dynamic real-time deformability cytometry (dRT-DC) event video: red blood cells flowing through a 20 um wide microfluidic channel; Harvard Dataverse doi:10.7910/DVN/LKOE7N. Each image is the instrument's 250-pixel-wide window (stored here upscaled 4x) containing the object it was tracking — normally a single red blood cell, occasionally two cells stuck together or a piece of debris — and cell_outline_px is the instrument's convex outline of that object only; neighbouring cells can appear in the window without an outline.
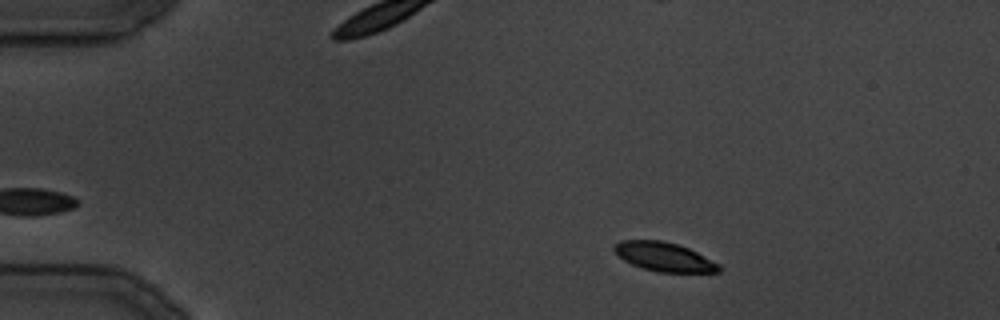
{"species": "common noctule bat (a hibernating species)", "species_latin": "Nyctalus noctula", "temperature_condition": "cold", "stored_images_in_passage": 33, "camera_frame_rate_fps": 3000, "um_per_image_px": 0.085, "animal": {"sex": "male", "body_mass_g": 19.5, "forearm_length_mm": 54.6}, "frame": {"image": 1, "passage_image": 4, "time_ms": 3.667, "image_size_px": [1000, 320], "cell_outline_px": [[724, 268], [720, 272], [656, 272], [632, 264], [624, 260], [612, 248], [612, 244], [620, 240], [660, 240], [676, 244], [688, 248], [720, 264]], "centroid_in_image_um": [56.46, 21.83], "position_along_channel_um": 28.5, "area_um2": 17.69}}
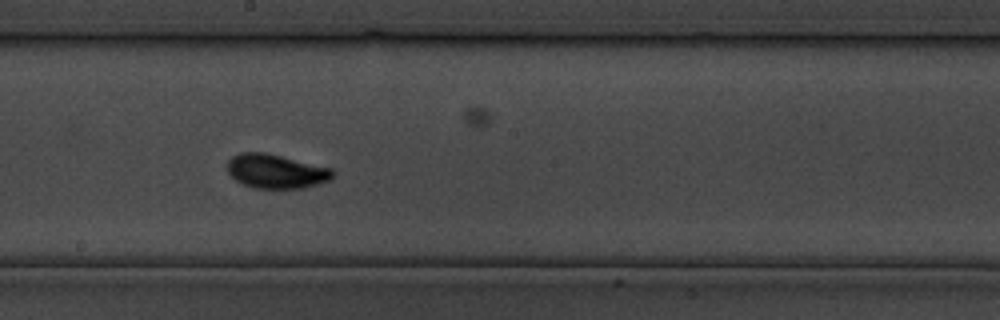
{"frame": {"image": 2, "passage_image": 18, "time_ms": 20.667, "image_size_px": [1000, 320], "cell_outline_px": [[336, 172], [328, 180], [304, 188], [256, 188], [244, 184], [236, 180], [228, 172], [228, 160], [232, 156], [240, 152], [264, 152], [332, 168]], "centroid_in_image_um": [23.45, 14.55], "position_along_channel_um": 224.7, "area_um2": 20.75}}
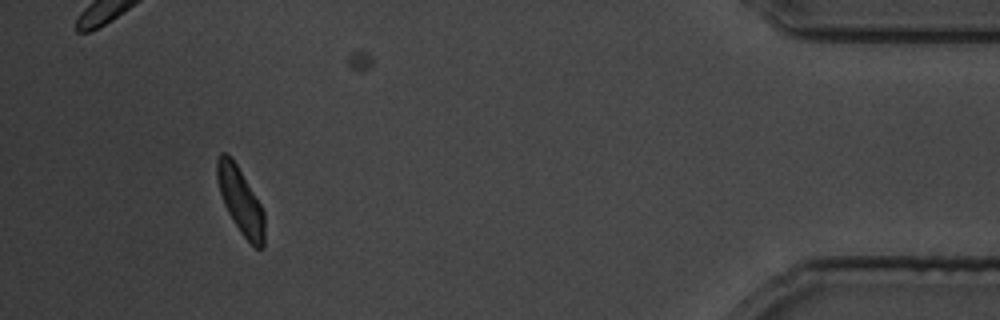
{"frame": {"image": 3, "passage_image": 30, "time_ms": 36.333, "image_size_px": [1000, 320], "cell_outline_px": [[264, 244], [260, 248], [256, 248], [240, 232], [228, 212], [224, 204], [220, 192], [216, 176], [216, 160], [220, 152], [228, 152], [236, 164], [260, 204], [264, 212]], "centroid_in_image_um": [20.42, 17.02], "position_along_channel_um": 414.8, "area_um2": 17.98}}